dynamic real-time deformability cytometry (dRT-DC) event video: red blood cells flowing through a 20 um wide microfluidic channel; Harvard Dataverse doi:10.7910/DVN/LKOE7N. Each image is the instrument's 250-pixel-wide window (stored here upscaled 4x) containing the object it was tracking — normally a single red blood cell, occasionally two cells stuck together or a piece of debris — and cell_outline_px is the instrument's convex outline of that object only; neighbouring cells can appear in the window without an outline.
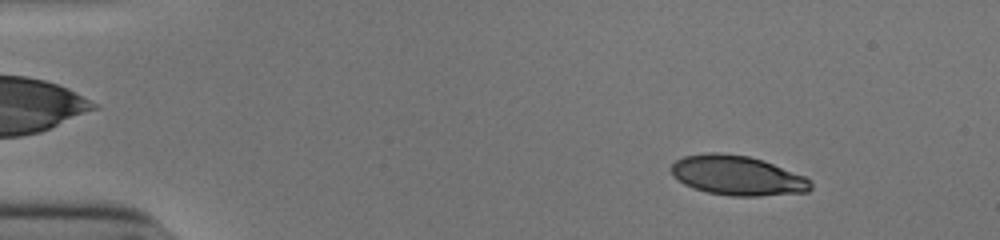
{"species": "human", "species_latin": "Homo sapiens", "temperature_condition": "cold", "stored_images_in_passage": 51, "camera_frame_rate_fps": 3000, "um_per_image_px": 0.085, "donor": {"sex": "male"}, "frame": {"image": 1, "passage_image": 5, "time_ms": 1.333, "image_size_px": [1000, 240], "cell_outline_px": [[812, 188], [808, 192], [760, 196], [732, 196], [708, 192], [692, 188], [684, 184], [672, 176], [672, 164], [676, 160], [684, 156], [712, 152], [720, 152], [748, 156], [764, 160], [804, 176], [812, 180]], "centroid_in_image_um": [62.69, 14.92], "position_along_channel_um": 22.3, "area_um2": 32.37}}
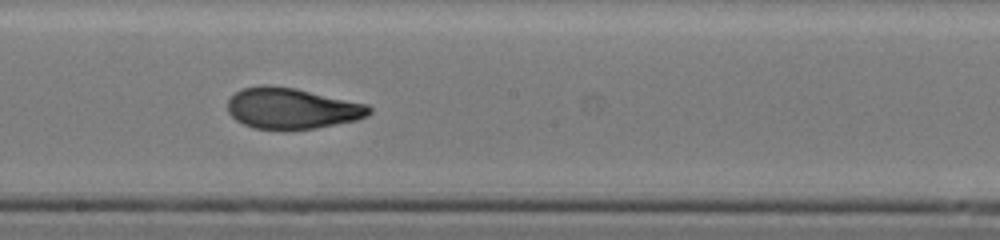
{"frame": {"image": 2, "passage_image": 28, "time_ms": 9.0, "image_size_px": [1000, 240], "cell_outline_px": [[372, 112], [368, 116], [356, 120], [316, 128], [284, 132], [256, 128], [244, 124], [236, 120], [228, 112], [228, 100], [236, 92], [244, 88], [296, 88], [368, 104], [372, 108]], "centroid_in_image_um": [24.87, 9.28], "position_along_channel_um": 223.3, "area_um2": 33.58}}
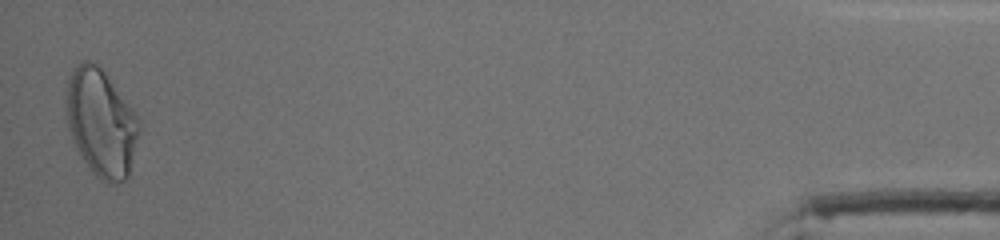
{"frame": {"image": 3, "passage_image": 50, "time_ms": 16.333, "image_size_px": [1000, 240], "cell_outline_px": [[140, 128], [128, 176], [124, 180], [116, 184], [108, 184], [100, 180], [92, 172], [76, 148], [68, 124], [64, 108], [64, 100], [68, 80], [72, 68], [80, 60], [92, 60], [108, 76], [132, 108], [140, 120]], "centroid_in_image_um": [8.57, 10.41], "position_along_channel_um": 426.6, "area_um2": 45.84}, "authors_computed_cell_mechanics": {"area_um2": 33.7552, "velocity_mm_per_s": 3.9038, "shape_relaxation_time_tau1_ms": 5.8405, "shape_relaxation_time_tau2_ms": 1.3639, "deformation_change_tau1": 0.2155, "deformation_change_tau2": 0.0722}}